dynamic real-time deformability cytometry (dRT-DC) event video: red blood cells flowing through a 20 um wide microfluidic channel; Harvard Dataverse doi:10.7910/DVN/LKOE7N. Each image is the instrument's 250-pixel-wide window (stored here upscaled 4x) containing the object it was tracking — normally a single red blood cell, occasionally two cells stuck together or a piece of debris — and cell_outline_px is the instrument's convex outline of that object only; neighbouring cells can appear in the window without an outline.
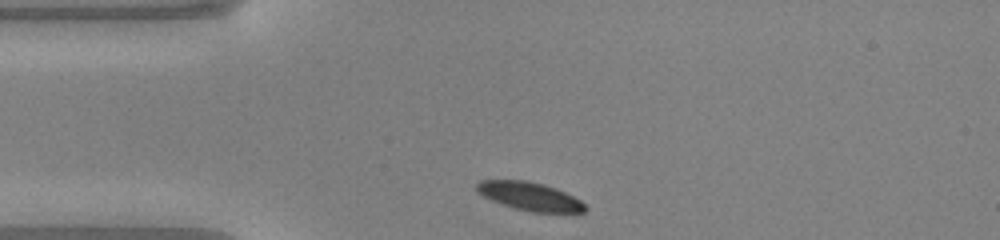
{"species": "common noctule bat (a hibernating species)", "species_latin": "Nyctalus noctula", "temperature_condition": "warm", "stored_images_in_passage": 31, "camera_frame_rate_fps": 3000, "um_per_image_px": 0.085, "animal": {"sex": "male", "body_mass_g": 20.0, "forearm_length_mm": 53.3}, "frame": {"image": 1, "passage_image": 1, "time_ms": 0.0, "image_size_px": [1000, 240], "cell_outline_px": [[588, 208], [584, 212], [532, 212], [512, 208], [492, 200], [476, 192], [476, 184], [480, 180], [524, 180], [540, 184], [564, 192], [580, 200]], "centroid_in_image_um": [44.99, 16.69], "position_along_channel_um": 40.0, "area_um2": 17.63}}
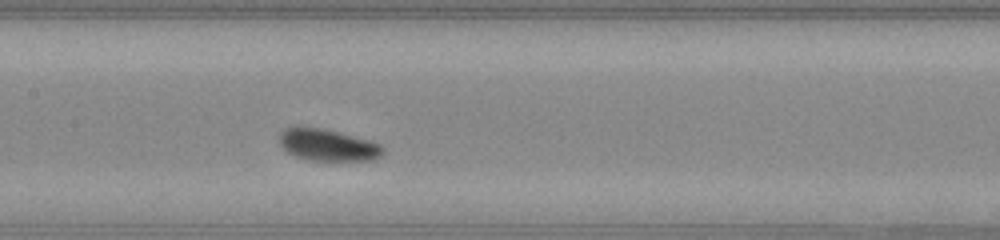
{"frame": {"image": 2, "passage_image": 13, "time_ms": 4.0, "image_size_px": [1000, 240], "cell_outline_px": [[384, 152], [380, 156], [372, 160], [308, 160], [296, 156], [288, 152], [280, 144], [280, 132], [284, 128], [320, 128], [368, 140], [380, 144], [384, 148]], "centroid_in_image_um": [27.87, 12.34], "position_along_channel_um": 179.5, "area_um2": 18.67}}
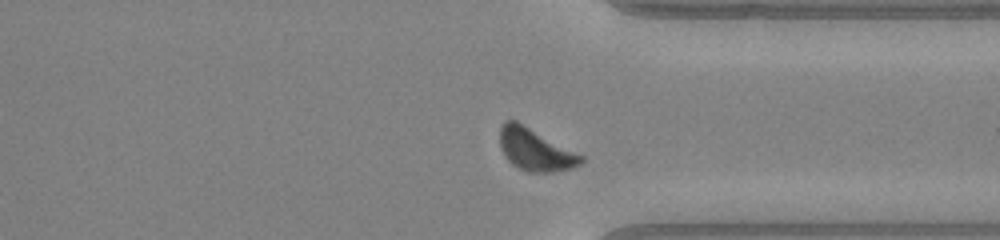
{"frame": {"image": 3, "passage_image": 27, "time_ms": 8.667, "image_size_px": [1000, 240], "cell_outline_px": [[584, 160], [580, 164], [572, 168], [552, 172], [528, 172], [512, 164], [508, 160], [500, 148], [500, 124], [504, 120], [516, 120], [584, 156]], "centroid_in_image_um": [45.48, 12.71], "position_along_channel_um": 365.9, "area_um2": 19.94}, "authors_computed_cell_mechanics": {"area_um2": 18.8428, "velocity_mm_per_s": 4.0212, "shape_relaxation_time_tau1_ms": 2.2806, "shape_relaxation_time_tau2_ms": 7.1711, "deformation_change_tau1": 0.1195, "deformation_change_tau2": 0.1414}}